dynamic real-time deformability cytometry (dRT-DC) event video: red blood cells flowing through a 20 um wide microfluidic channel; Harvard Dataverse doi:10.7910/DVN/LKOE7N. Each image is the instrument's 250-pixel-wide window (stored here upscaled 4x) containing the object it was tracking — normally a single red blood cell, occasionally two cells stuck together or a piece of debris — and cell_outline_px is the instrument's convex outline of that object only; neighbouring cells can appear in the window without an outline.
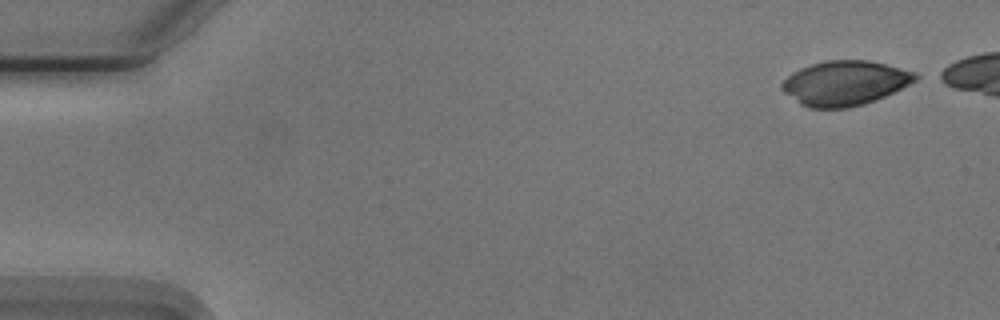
{"species": "Egyptian fruit bat (a non-hibernating species)", "species_latin": "Rousettus aegyptiacus", "temperature_condition": "cold", "stored_images_in_passage": 8, "camera_frame_rate_fps": 3000, "um_per_image_px": 0.085, "animal": {"sex": "male"}, "frame": {"image": 1, "passage_image": 1, "time_ms": 0.0, "image_size_px": [1000, 320], "cell_outline_px": [[924, 76], [876, 100], [864, 104], [848, 108], [808, 108], [800, 104], [784, 92], [780, 88], [780, 84], [792, 72], [800, 68], [812, 64], [828, 60], [868, 60], [916, 72]], "centroid_in_image_um": [71.81, 7.06], "position_along_channel_um": 13.2, "area_um2": 34.68}}